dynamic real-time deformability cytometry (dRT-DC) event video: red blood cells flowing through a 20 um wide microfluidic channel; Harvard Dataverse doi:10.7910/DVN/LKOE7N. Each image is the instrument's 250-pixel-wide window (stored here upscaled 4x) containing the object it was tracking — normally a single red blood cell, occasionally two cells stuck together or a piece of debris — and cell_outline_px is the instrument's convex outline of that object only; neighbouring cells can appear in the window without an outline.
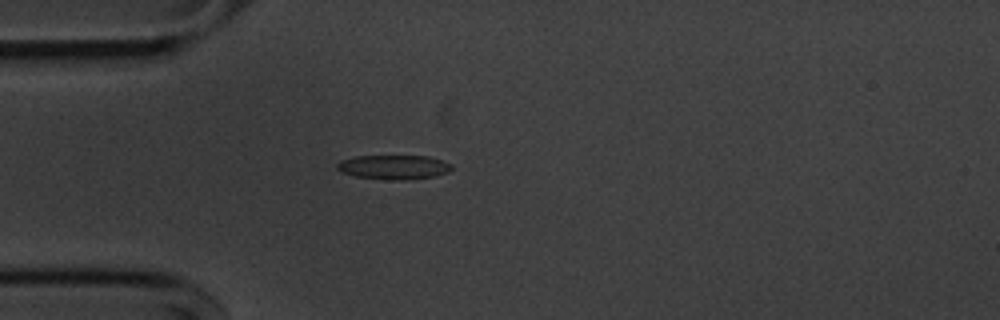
{"species": "common noctule bat (a hibernating species)", "species_latin": "Nyctalus noctula", "temperature_condition": "cold", "stored_images_in_passage": 54, "camera_frame_rate_fps": 3000, "um_per_image_px": 0.085, "animal": {"sex": "male", "body_mass_g": 20.1, "forearm_length_mm": 53.5}, "frame": {"image": 1, "passage_image": 14, "time_ms": 4.333, "image_size_px": [1000, 320], "cell_outline_px": [[452, 168], [448, 172], [436, 176], [404, 180], [384, 180], [356, 176], [340, 172], [336, 168], [336, 164], [340, 160], [356, 156], [428, 156], [452, 164]], "centroid_in_image_um": [33.44, 14.21], "position_along_channel_um": 51.6, "area_um2": 16.36}}
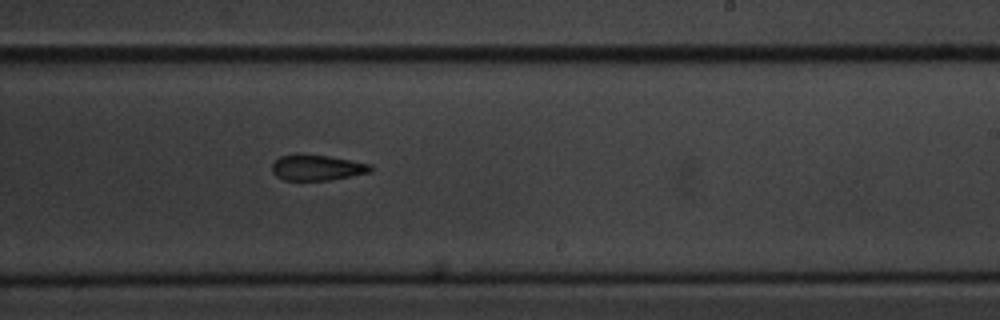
{"frame": {"image": 2, "passage_image": 32, "time_ms": 10.333, "image_size_px": [1000, 320], "cell_outline_px": [[372, 172], [328, 180], [284, 180], [276, 176], [272, 172], [272, 164], [280, 156], [296, 152], [300, 152], [328, 156], [372, 164]], "centroid_in_image_um": [26.91, 14.22], "position_along_channel_um": 262.1, "area_um2": 15.03}}
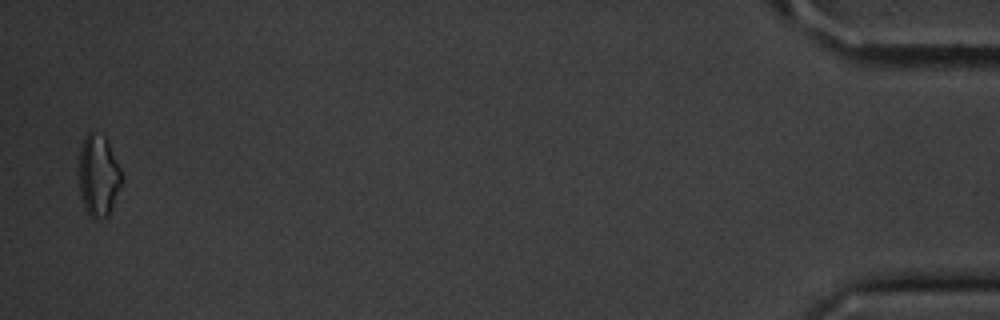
{"frame": {"image": 3, "passage_image": 53, "time_ms": 17.333, "image_size_px": [1000, 320], "cell_outline_px": [[120, 184], [108, 216], [96, 220], [88, 216], [84, 208], [80, 196], [80, 148], [84, 136], [92, 128], [104, 136], [120, 168]], "centroid_in_image_um": [8.32, 14.92], "position_along_channel_um": 426.9, "area_um2": 20.06}, "authors_computed_cell_mechanics": {"area_um2": 16.0106, "velocity_mm_per_s": 3.6358, "shape_relaxation_time_tau1_ms": 3.0813, "shape_relaxation_time_tau2_ms": 8.7035, "deformation_change_tau1": 0.0731, "deformation_change_tau2": 0.1803}}